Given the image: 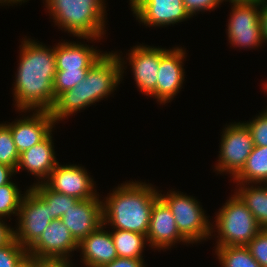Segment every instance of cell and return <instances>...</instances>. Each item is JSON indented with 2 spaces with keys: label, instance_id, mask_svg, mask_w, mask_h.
Masks as SVG:
<instances>
[{
  "label": "cell",
  "instance_id": "1",
  "mask_svg": "<svg viewBox=\"0 0 267 267\" xmlns=\"http://www.w3.org/2000/svg\"><path fill=\"white\" fill-rule=\"evenodd\" d=\"M35 41L26 38L21 41L20 61L15 74L14 102L17 110L23 113L34 110L50 111L55 104V46L48 48Z\"/></svg>",
  "mask_w": 267,
  "mask_h": 267
},
{
  "label": "cell",
  "instance_id": "2",
  "mask_svg": "<svg viewBox=\"0 0 267 267\" xmlns=\"http://www.w3.org/2000/svg\"><path fill=\"white\" fill-rule=\"evenodd\" d=\"M159 192L152 184L127 181L102 200L103 224L111 229L147 235L151 210Z\"/></svg>",
  "mask_w": 267,
  "mask_h": 267
},
{
  "label": "cell",
  "instance_id": "3",
  "mask_svg": "<svg viewBox=\"0 0 267 267\" xmlns=\"http://www.w3.org/2000/svg\"><path fill=\"white\" fill-rule=\"evenodd\" d=\"M45 3L53 22L61 30L87 41L100 40L104 36V0H45Z\"/></svg>",
  "mask_w": 267,
  "mask_h": 267
},
{
  "label": "cell",
  "instance_id": "4",
  "mask_svg": "<svg viewBox=\"0 0 267 267\" xmlns=\"http://www.w3.org/2000/svg\"><path fill=\"white\" fill-rule=\"evenodd\" d=\"M226 201L216 214L215 227L212 223V234L218 232L215 247L246 246L262 229L236 193Z\"/></svg>",
  "mask_w": 267,
  "mask_h": 267
},
{
  "label": "cell",
  "instance_id": "5",
  "mask_svg": "<svg viewBox=\"0 0 267 267\" xmlns=\"http://www.w3.org/2000/svg\"><path fill=\"white\" fill-rule=\"evenodd\" d=\"M159 197L170 208L179 232L189 243H200L211 238L212 223L194 197L171 190L165 195L160 192Z\"/></svg>",
  "mask_w": 267,
  "mask_h": 267
},
{
  "label": "cell",
  "instance_id": "6",
  "mask_svg": "<svg viewBox=\"0 0 267 267\" xmlns=\"http://www.w3.org/2000/svg\"><path fill=\"white\" fill-rule=\"evenodd\" d=\"M222 132L215 171L220 174L225 172L233 179L242 170L254 148L253 138L245 122L231 123Z\"/></svg>",
  "mask_w": 267,
  "mask_h": 267
},
{
  "label": "cell",
  "instance_id": "7",
  "mask_svg": "<svg viewBox=\"0 0 267 267\" xmlns=\"http://www.w3.org/2000/svg\"><path fill=\"white\" fill-rule=\"evenodd\" d=\"M17 219L14 239L28 250L52 221L50 205L29 187L20 203Z\"/></svg>",
  "mask_w": 267,
  "mask_h": 267
},
{
  "label": "cell",
  "instance_id": "8",
  "mask_svg": "<svg viewBox=\"0 0 267 267\" xmlns=\"http://www.w3.org/2000/svg\"><path fill=\"white\" fill-rule=\"evenodd\" d=\"M261 4L262 0L232 4L227 25L231 46L253 49L265 43L260 23Z\"/></svg>",
  "mask_w": 267,
  "mask_h": 267
},
{
  "label": "cell",
  "instance_id": "9",
  "mask_svg": "<svg viewBox=\"0 0 267 267\" xmlns=\"http://www.w3.org/2000/svg\"><path fill=\"white\" fill-rule=\"evenodd\" d=\"M125 64L127 63L120 53L105 52L87 71L84 79L87 82L89 106L104 100L116 90L127 67Z\"/></svg>",
  "mask_w": 267,
  "mask_h": 267
},
{
  "label": "cell",
  "instance_id": "10",
  "mask_svg": "<svg viewBox=\"0 0 267 267\" xmlns=\"http://www.w3.org/2000/svg\"><path fill=\"white\" fill-rule=\"evenodd\" d=\"M184 48H160V65L156 84V99L160 104L170 102L180 91L184 82Z\"/></svg>",
  "mask_w": 267,
  "mask_h": 267
},
{
  "label": "cell",
  "instance_id": "11",
  "mask_svg": "<svg viewBox=\"0 0 267 267\" xmlns=\"http://www.w3.org/2000/svg\"><path fill=\"white\" fill-rule=\"evenodd\" d=\"M44 183L50 189L78 200H88L99 196L87 170L76 164L64 166L58 163Z\"/></svg>",
  "mask_w": 267,
  "mask_h": 267
},
{
  "label": "cell",
  "instance_id": "12",
  "mask_svg": "<svg viewBox=\"0 0 267 267\" xmlns=\"http://www.w3.org/2000/svg\"><path fill=\"white\" fill-rule=\"evenodd\" d=\"M74 250L78 242L60 219H54L27 251L38 259H69Z\"/></svg>",
  "mask_w": 267,
  "mask_h": 267
},
{
  "label": "cell",
  "instance_id": "13",
  "mask_svg": "<svg viewBox=\"0 0 267 267\" xmlns=\"http://www.w3.org/2000/svg\"><path fill=\"white\" fill-rule=\"evenodd\" d=\"M135 84L144 95L156 99V84L160 65V48L136 45L127 54Z\"/></svg>",
  "mask_w": 267,
  "mask_h": 267
},
{
  "label": "cell",
  "instance_id": "14",
  "mask_svg": "<svg viewBox=\"0 0 267 267\" xmlns=\"http://www.w3.org/2000/svg\"><path fill=\"white\" fill-rule=\"evenodd\" d=\"M146 238L149 246L158 250L169 249L178 241L189 244L179 232L170 208L160 197L153 204Z\"/></svg>",
  "mask_w": 267,
  "mask_h": 267
},
{
  "label": "cell",
  "instance_id": "15",
  "mask_svg": "<svg viewBox=\"0 0 267 267\" xmlns=\"http://www.w3.org/2000/svg\"><path fill=\"white\" fill-rule=\"evenodd\" d=\"M32 113L33 115L31 114L30 117L28 115L12 123H6L11 129L13 141L19 154L42 141L55 126L50 111L34 110Z\"/></svg>",
  "mask_w": 267,
  "mask_h": 267
},
{
  "label": "cell",
  "instance_id": "16",
  "mask_svg": "<svg viewBox=\"0 0 267 267\" xmlns=\"http://www.w3.org/2000/svg\"><path fill=\"white\" fill-rule=\"evenodd\" d=\"M102 202L98 196L78 200L60 218L78 243L103 224Z\"/></svg>",
  "mask_w": 267,
  "mask_h": 267
},
{
  "label": "cell",
  "instance_id": "17",
  "mask_svg": "<svg viewBox=\"0 0 267 267\" xmlns=\"http://www.w3.org/2000/svg\"><path fill=\"white\" fill-rule=\"evenodd\" d=\"M138 22L148 27H163L191 18L182 0H144L134 10Z\"/></svg>",
  "mask_w": 267,
  "mask_h": 267
},
{
  "label": "cell",
  "instance_id": "18",
  "mask_svg": "<svg viewBox=\"0 0 267 267\" xmlns=\"http://www.w3.org/2000/svg\"><path fill=\"white\" fill-rule=\"evenodd\" d=\"M52 132L53 130L42 141L20 153L15 173L21 169L28 170L32 176H36L37 183L44 182L50 176L59 163L55 157Z\"/></svg>",
  "mask_w": 267,
  "mask_h": 267
},
{
  "label": "cell",
  "instance_id": "19",
  "mask_svg": "<svg viewBox=\"0 0 267 267\" xmlns=\"http://www.w3.org/2000/svg\"><path fill=\"white\" fill-rule=\"evenodd\" d=\"M105 225H100L78 243L81 250V262L86 267H102L114 261L118 256L110 230L106 231Z\"/></svg>",
  "mask_w": 267,
  "mask_h": 267
},
{
  "label": "cell",
  "instance_id": "20",
  "mask_svg": "<svg viewBox=\"0 0 267 267\" xmlns=\"http://www.w3.org/2000/svg\"><path fill=\"white\" fill-rule=\"evenodd\" d=\"M103 54L81 42H59L55 47L56 69H90Z\"/></svg>",
  "mask_w": 267,
  "mask_h": 267
},
{
  "label": "cell",
  "instance_id": "21",
  "mask_svg": "<svg viewBox=\"0 0 267 267\" xmlns=\"http://www.w3.org/2000/svg\"><path fill=\"white\" fill-rule=\"evenodd\" d=\"M86 107H89V96L87 82L83 79L72 89L61 93L50 112L56 124L82 109L85 110Z\"/></svg>",
  "mask_w": 267,
  "mask_h": 267
},
{
  "label": "cell",
  "instance_id": "22",
  "mask_svg": "<svg viewBox=\"0 0 267 267\" xmlns=\"http://www.w3.org/2000/svg\"><path fill=\"white\" fill-rule=\"evenodd\" d=\"M236 193L252 213L261 229H267V184L236 183ZM255 186V187H254ZM264 186V187H263Z\"/></svg>",
  "mask_w": 267,
  "mask_h": 267
},
{
  "label": "cell",
  "instance_id": "23",
  "mask_svg": "<svg viewBox=\"0 0 267 267\" xmlns=\"http://www.w3.org/2000/svg\"><path fill=\"white\" fill-rule=\"evenodd\" d=\"M233 179L236 183L267 184V146H254L244 167Z\"/></svg>",
  "mask_w": 267,
  "mask_h": 267
},
{
  "label": "cell",
  "instance_id": "24",
  "mask_svg": "<svg viewBox=\"0 0 267 267\" xmlns=\"http://www.w3.org/2000/svg\"><path fill=\"white\" fill-rule=\"evenodd\" d=\"M112 231L111 236L118 257L144 260L143 248H145L146 243L148 245L146 235L120 229H113Z\"/></svg>",
  "mask_w": 267,
  "mask_h": 267
},
{
  "label": "cell",
  "instance_id": "25",
  "mask_svg": "<svg viewBox=\"0 0 267 267\" xmlns=\"http://www.w3.org/2000/svg\"><path fill=\"white\" fill-rule=\"evenodd\" d=\"M30 187L48 204L50 205L51 220L60 219L67 210L74 205L78 199L58 193L50 189L44 182L34 183Z\"/></svg>",
  "mask_w": 267,
  "mask_h": 267
},
{
  "label": "cell",
  "instance_id": "26",
  "mask_svg": "<svg viewBox=\"0 0 267 267\" xmlns=\"http://www.w3.org/2000/svg\"><path fill=\"white\" fill-rule=\"evenodd\" d=\"M215 250L222 267H262L246 246H223Z\"/></svg>",
  "mask_w": 267,
  "mask_h": 267
},
{
  "label": "cell",
  "instance_id": "27",
  "mask_svg": "<svg viewBox=\"0 0 267 267\" xmlns=\"http://www.w3.org/2000/svg\"><path fill=\"white\" fill-rule=\"evenodd\" d=\"M23 197L24 194H21L18 185L12 180L0 186V218L6 220L5 218H10L12 214L18 216L20 203Z\"/></svg>",
  "mask_w": 267,
  "mask_h": 267
},
{
  "label": "cell",
  "instance_id": "28",
  "mask_svg": "<svg viewBox=\"0 0 267 267\" xmlns=\"http://www.w3.org/2000/svg\"><path fill=\"white\" fill-rule=\"evenodd\" d=\"M20 154L14 144L11 129L6 123H0V163L12 167L15 171Z\"/></svg>",
  "mask_w": 267,
  "mask_h": 267
},
{
  "label": "cell",
  "instance_id": "29",
  "mask_svg": "<svg viewBox=\"0 0 267 267\" xmlns=\"http://www.w3.org/2000/svg\"><path fill=\"white\" fill-rule=\"evenodd\" d=\"M89 69L78 70H57L53 83L54 97L56 98L63 92L72 89L80 83L86 76Z\"/></svg>",
  "mask_w": 267,
  "mask_h": 267
},
{
  "label": "cell",
  "instance_id": "30",
  "mask_svg": "<svg viewBox=\"0 0 267 267\" xmlns=\"http://www.w3.org/2000/svg\"><path fill=\"white\" fill-rule=\"evenodd\" d=\"M27 255V249L13 238L8 244L0 247V267H17Z\"/></svg>",
  "mask_w": 267,
  "mask_h": 267
},
{
  "label": "cell",
  "instance_id": "31",
  "mask_svg": "<svg viewBox=\"0 0 267 267\" xmlns=\"http://www.w3.org/2000/svg\"><path fill=\"white\" fill-rule=\"evenodd\" d=\"M245 124L252 134L254 146H267V109Z\"/></svg>",
  "mask_w": 267,
  "mask_h": 267
},
{
  "label": "cell",
  "instance_id": "32",
  "mask_svg": "<svg viewBox=\"0 0 267 267\" xmlns=\"http://www.w3.org/2000/svg\"><path fill=\"white\" fill-rule=\"evenodd\" d=\"M246 247L262 267H267V229H262Z\"/></svg>",
  "mask_w": 267,
  "mask_h": 267
},
{
  "label": "cell",
  "instance_id": "33",
  "mask_svg": "<svg viewBox=\"0 0 267 267\" xmlns=\"http://www.w3.org/2000/svg\"><path fill=\"white\" fill-rule=\"evenodd\" d=\"M183 5L192 17L199 12L213 10L222 3L221 0H182Z\"/></svg>",
  "mask_w": 267,
  "mask_h": 267
},
{
  "label": "cell",
  "instance_id": "34",
  "mask_svg": "<svg viewBox=\"0 0 267 267\" xmlns=\"http://www.w3.org/2000/svg\"><path fill=\"white\" fill-rule=\"evenodd\" d=\"M145 266L146 265L144 264V260L142 259L117 257L114 261L102 267H145Z\"/></svg>",
  "mask_w": 267,
  "mask_h": 267
},
{
  "label": "cell",
  "instance_id": "35",
  "mask_svg": "<svg viewBox=\"0 0 267 267\" xmlns=\"http://www.w3.org/2000/svg\"><path fill=\"white\" fill-rule=\"evenodd\" d=\"M2 219L0 218V247L8 244L14 238V228H11Z\"/></svg>",
  "mask_w": 267,
  "mask_h": 267
},
{
  "label": "cell",
  "instance_id": "36",
  "mask_svg": "<svg viewBox=\"0 0 267 267\" xmlns=\"http://www.w3.org/2000/svg\"><path fill=\"white\" fill-rule=\"evenodd\" d=\"M70 259H39V267H73Z\"/></svg>",
  "mask_w": 267,
  "mask_h": 267
},
{
  "label": "cell",
  "instance_id": "37",
  "mask_svg": "<svg viewBox=\"0 0 267 267\" xmlns=\"http://www.w3.org/2000/svg\"><path fill=\"white\" fill-rule=\"evenodd\" d=\"M14 174L15 170L12 167L0 163V186L9 183Z\"/></svg>",
  "mask_w": 267,
  "mask_h": 267
},
{
  "label": "cell",
  "instance_id": "38",
  "mask_svg": "<svg viewBox=\"0 0 267 267\" xmlns=\"http://www.w3.org/2000/svg\"><path fill=\"white\" fill-rule=\"evenodd\" d=\"M260 23L263 40L264 42H267V0H262Z\"/></svg>",
  "mask_w": 267,
  "mask_h": 267
},
{
  "label": "cell",
  "instance_id": "39",
  "mask_svg": "<svg viewBox=\"0 0 267 267\" xmlns=\"http://www.w3.org/2000/svg\"><path fill=\"white\" fill-rule=\"evenodd\" d=\"M17 267H39V259L27 255Z\"/></svg>",
  "mask_w": 267,
  "mask_h": 267
},
{
  "label": "cell",
  "instance_id": "40",
  "mask_svg": "<svg viewBox=\"0 0 267 267\" xmlns=\"http://www.w3.org/2000/svg\"><path fill=\"white\" fill-rule=\"evenodd\" d=\"M28 0H0V4L2 5V3H3V5L4 4H7L8 5V3H9V5L11 4H19V3H21L22 4V2L24 3V2H27Z\"/></svg>",
  "mask_w": 267,
  "mask_h": 267
},
{
  "label": "cell",
  "instance_id": "41",
  "mask_svg": "<svg viewBox=\"0 0 267 267\" xmlns=\"http://www.w3.org/2000/svg\"><path fill=\"white\" fill-rule=\"evenodd\" d=\"M144 0H129L131 6V11H133L138 5H140Z\"/></svg>",
  "mask_w": 267,
  "mask_h": 267
},
{
  "label": "cell",
  "instance_id": "42",
  "mask_svg": "<svg viewBox=\"0 0 267 267\" xmlns=\"http://www.w3.org/2000/svg\"><path fill=\"white\" fill-rule=\"evenodd\" d=\"M223 1H226V0H221V2ZM230 2V3H250V2H253V1H258V0H227V2Z\"/></svg>",
  "mask_w": 267,
  "mask_h": 267
},
{
  "label": "cell",
  "instance_id": "43",
  "mask_svg": "<svg viewBox=\"0 0 267 267\" xmlns=\"http://www.w3.org/2000/svg\"><path fill=\"white\" fill-rule=\"evenodd\" d=\"M263 89L266 90V93H267V81L265 82V85H264V88Z\"/></svg>",
  "mask_w": 267,
  "mask_h": 267
}]
</instances>
